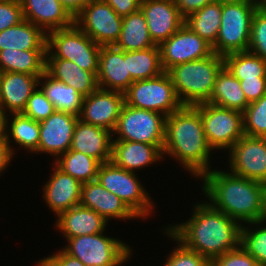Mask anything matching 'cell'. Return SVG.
I'll return each instance as SVG.
<instances>
[{
  "mask_svg": "<svg viewBox=\"0 0 266 266\" xmlns=\"http://www.w3.org/2000/svg\"><path fill=\"white\" fill-rule=\"evenodd\" d=\"M5 131V115L0 111V138L4 137Z\"/></svg>",
  "mask_w": 266,
  "mask_h": 266,
  "instance_id": "51",
  "label": "cell"
},
{
  "mask_svg": "<svg viewBox=\"0 0 266 266\" xmlns=\"http://www.w3.org/2000/svg\"><path fill=\"white\" fill-rule=\"evenodd\" d=\"M125 104L162 113L165 116L183 107L172 80L167 72L139 81H134L124 92Z\"/></svg>",
  "mask_w": 266,
  "mask_h": 266,
  "instance_id": "8",
  "label": "cell"
},
{
  "mask_svg": "<svg viewBox=\"0 0 266 266\" xmlns=\"http://www.w3.org/2000/svg\"><path fill=\"white\" fill-rule=\"evenodd\" d=\"M223 59L224 66L238 80L266 77V62L250 51L229 53Z\"/></svg>",
  "mask_w": 266,
  "mask_h": 266,
  "instance_id": "36",
  "label": "cell"
},
{
  "mask_svg": "<svg viewBox=\"0 0 266 266\" xmlns=\"http://www.w3.org/2000/svg\"><path fill=\"white\" fill-rule=\"evenodd\" d=\"M257 9H266V0H250Z\"/></svg>",
  "mask_w": 266,
  "mask_h": 266,
  "instance_id": "52",
  "label": "cell"
},
{
  "mask_svg": "<svg viewBox=\"0 0 266 266\" xmlns=\"http://www.w3.org/2000/svg\"><path fill=\"white\" fill-rule=\"evenodd\" d=\"M207 103L242 113L249 105L239 80L225 66L217 75L213 92Z\"/></svg>",
  "mask_w": 266,
  "mask_h": 266,
  "instance_id": "29",
  "label": "cell"
},
{
  "mask_svg": "<svg viewBox=\"0 0 266 266\" xmlns=\"http://www.w3.org/2000/svg\"><path fill=\"white\" fill-rule=\"evenodd\" d=\"M46 45V59L73 61L83 70L97 76L101 46L96 44L76 24L48 32Z\"/></svg>",
  "mask_w": 266,
  "mask_h": 266,
  "instance_id": "6",
  "label": "cell"
},
{
  "mask_svg": "<svg viewBox=\"0 0 266 266\" xmlns=\"http://www.w3.org/2000/svg\"><path fill=\"white\" fill-rule=\"evenodd\" d=\"M239 83L248 103L255 102L266 94V77L239 80Z\"/></svg>",
  "mask_w": 266,
  "mask_h": 266,
  "instance_id": "44",
  "label": "cell"
},
{
  "mask_svg": "<svg viewBox=\"0 0 266 266\" xmlns=\"http://www.w3.org/2000/svg\"><path fill=\"white\" fill-rule=\"evenodd\" d=\"M108 221L94 210L76 205L58 215L56 229L63 233L66 239L83 235L102 233Z\"/></svg>",
  "mask_w": 266,
  "mask_h": 266,
  "instance_id": "25",
  "label": "cell"
},
{
  "mask_svg": "<svg viewBox=\"0 0 266 266\" xmlns=\"http://www.w3.org/2000/svg\"><path fill=\"white\" fill-rule=\"evenodd\" d=\"M47 50H1L0 72H18L41 77L46 72Z\"/></svg>",
  "mask_w": 266,
  "mask_h": 266,
  "instance_id": "28",
  "label": "cell"
},
{
  "mask_svg": "<svg viewBox=\"0 0 266 266\" xmlns=\"http://www.w3.org/2000/svg\"><path fill=\"white\" fill-rule=\"evenodd\" d=\"M221 15L222 0H215L197 12L188 15L184 19V25L205 39L209 44L213 45L216 42L220 30Z\"/></svg>",
  "mask_w": 266,
  "mask_h": 266,
  "instance_id": "33",
  "label": "cell"
},
{
  "mask_svg": "<svg viewBox=\"0 0 266 266\" xmlns=\"http://www.w3.org/2000/svg\"><path fill=\"white\" fill-rule=\"evenodd\" d=\"M13 152L7 142L5 136L0 138V173L5 171L12 160Z\"/></svg>",
  "mask_w": 266,
  "mask_h": 266,
  "instance_id": "48",
  "label": "cell"
},
{
  "mask_svg": "<svg viewBox=\"0 0 266 266\" xmlns=\"http://www.w3.org/2000/svg\"><path fill=\"white\" fill-rule=\"evenodd\" d=\"M24 20L41 27L46 33L71 27L75 19L59 0H19Z\"/></svg>",
  "mask_w": 266,
  "mask_h": 266,
  "instance_id": "22",
  "label": "cell"
},
{
  "mask_svg": "<svg viewBox=\"0 0 266 266\" xmlns=\"http://www.w3.org/2000/svg\"><path fill=\"white\" fill-rule=\"evenodd\" d=\"M80 205L90 208L107 221L139 218L118 196L106 190L97 180L82 183Z\"/></svg>",
  "mask_w": 266,
  "mask_h": 266,
  "instance_id": "20",
  "label": "cell"
},
{
  "mask_svg": "<svg viewBox=\"0 0 266 266\" xmlns=\"http://www.w3.org/2000/svg\"><path fill=\"white\" fill-rule=\"evenodd\" d=\"M64 6L68 13L75 19L84 7L87 5L89 0H59Z\"/></svg>",
  "mask_w": 266,
  "mask_h": 266,
  "instance_id": "49",
  "label": "cell"
},
{
  "mask_svg": "<svg viewBox=\"0 0 266 266\" xmlns=\"http://www.w3.org/2000/svg\"><path fill=\"white\" fill-rule=\"evenodd\" d=\"M161 65L165 72L175 65L212 55V45L183 25L160 45Z\"/></svg>",
  "mask_w": 266,
  "mask_h": 266,
  "instance_id": "13",
  "label": "cell"
},
{
  "mask_svg": "<svg viewBox=\"0 0 266 266\" xmlns=\"http://www.w3.org/2000/svg\"><path fill=\"white\" fill-rule=\"evenodd\" d=\"M166 117L162 113L124 104L112 134L113 141H134L150 145H164Z\"/></svg>",
  "mask_w": 266,
  "mask_h": 266,
  "instance_id": "10",
  "label": "cell"
},
{
  "mask_svg": "<svg viewBox=\"0 0 266 266\" xmlns=\"http://www.w3.org/2000/svg\"><path fill=\"white\" fill-rule=\"evenodd\" d=\"M96 180L125 202L139 218L145 219L151 215L154 202L152 204L146 189L134 172L120 168L109 161L100 165Z\"/></svg>",
  "mask_w": 266,
  "mask_h": 266,
  "instance_id": "9",
  "label": "cell"
},
{
  "mask_svg": "<svg viewBox=\"0 0 266 266\" xmlns=\"http://www.w3.org/2000/svg\"><path fill=\"white\" fill-rule=\"evenodd\" d=\"M110 7L121 17L128 16L130 13L140 9L142 0H105Z\"/></svg>",
  "mask_w": 266,
  "mask_h": 266,
  "instance_id": "46",
  "label": "cell"
},
{
  "mask_svg": "<svg viewBox=\"0 0 266 266\" xmlns=\"http://www.w3.org/2000/svg\"><path fill=\"white\" fill-rule=\"evenodd\" d=\"M75 24L100 46L116 44L123 24L119 16L105 0H89Z\"/></svg>",
  "mask_w": 266,
  "mask_h": 266,
  "instance_id": "12",
  "label": "cell"
},
{
  "mask_svg": "<svg viewBox=\"0 0 266 266\" xmlns=\"http://www.w3.org/2000/svg\"><path fill=\"white\" fill-rule=\"evenodd\" d=\"M124 104V93L98 87L83 98L79 119L113 132Z\"/></svg>",
  "mask_w": 266,
  "mask_h": 266,
  "instance_id": "15",
  "label": "cell"
},
{
  "mask_svg": "<svg viewBox=\"0 0 266 266\" xmlns=\"http://www.w3.org/2000/svg\"><path fill=\"white\" fill-rule=\"evenodd\" d=\"M24 20L19 0L0 1V32Z\"/></svg>",
  "mask_w": 266,
  "mask_h": 266,
  "instance_id": "42",
  "label": "cell"
},
{
  "mask_svg": "<svg viewBox=\"0 0 266 266\" xmlns=\"http://www.w3.org/2000/svg\"><path fill=\"white\" fill-rule=\"evenodd\" d=\"M247 51L256 54L266 62V9H256L253 15Z\"/></svg>",
  "mask_w": 266,
  "mask_h": 266,
  "instance_id": "40",
  "label": "cell"
},
{
  "mask_svg": "<svg viewBox=\"0 0 266 266\" xmlns=\"http://www.w3.org/2000/svg\"><path fill=\"white\" fill-rule=\"evenodd\" d=\"M202 178V192L215 210L225 213L240 224L263 225L262 182L221 170H210Z\"/></svg>",
  "mask_w": 266,
  "mask_h": 266,
  "instance_id": "2",
  "label": "cell"
},
{
  "mask_svg": "<svg viewBox=\"0 0 266 266\" xmlns=\"http://www.w3.org/2000/svg\"><path fill=\"white\" fill-rule=\"evenodd\" d=\"M113 134L111 131L78 119L70 149L97 159L101 164L111 160Z\"/></svg>",
  "mask_w": 266,
  "mask_h": 266,
  "instance_id": "21",
  "label": "cell"
},
{
  "mask_svg": "<svg viewBox=\"0 0 266 266\" xmlns=\"http://www.w3.org/2000/svg\"><path fill=\"white\" fill-rule=\"evenodd\" d=\"M168 237L177 241L176 248L166 259L164 266H211V262L201 254L184 246L167 229H164Z\"/></svg>",
  "mask_w": 266,
  "mask_h": 266,
  "instance_id": "39",
  "label": "cell"
},
{
  "mask_svg": "<svg viewBox=\"0 0 266 266\" xmlns=\"http://www.w3.org/2000/svg\"><path fill=\"white\" fill-rule=\"evenodd\" d=\"M114 46L123 51L145 50L155 46L141 9L123 17L122 30Z\"/></svg>",
  "mask_w": 266,
  "mask_h": 266,
  "instance_id": "30",
  "label": "cell"
},
{
  "mask_svg": "<svg viewBox=\"0 0 266 266\" xmlns=\"http://www.w3.org/2000/svg\"><path fill=\"white\" fill-rule=\"evenodd\" d=\"M214 1L215 0H174L175 5L184 19L188 15L197 12L208 3H212Z\"/></svg>",
  "mask_w": 266,
  "mask_h": 266,
  "instance_id": "47",
  "label": "cell"
},
{
  "mask_svg": "<svg viewBox=\"0 0 266 266\" xmlns=\"http://www.w3.org/2000/svg\"><path fill=\"white\" fill-rule=\"evenodd\" d=\"M261 221H266V182L263 183V216Z\"/></svg>",
  "mask_w": 266,
  "mask_h": 266,
  "instance_id": "50",
  "label": "cell"
},
{
  "mask_svg": "<svg viewBox=\"0 0 266 266\" xmlns=\"http://www.w3.org/2000/svg\"><path fill=\"white\" fill-rule=\"evenodd\" d=\"M8 116V114L5 115L4 136L9 143L13 154L15 153L10 145L11 140H13L17 145L19 144V147H24L25 150L27 149L34 153L38 149L40 142L39 122L25 116L22 113H12L13 117H11V119H8ZM8 120H11L12 122L10 121L9 124ZM9 138L12 139L10 140Z\"/></svg>",
  "mask_w": 266,
  "mask_h": 266,
  "instance_id": "32",
  "label": "cell"
},
{
  "mask_svg": "<svg viewBox=\"0 0 266 266\" xmlns=\"http://www.w3.org/2000/svg\"><path fill=\"white\" fill-rule=\"evenodd\" d=\"M43 187V197L55 215L79 205L82 183L57 167Z\"/></svg>",
  "mask_w": 266,
  "mask_h": 266,
  "instance_id": "23",
  "label": "cell"
},
{
  "mask_svg": "<svg viewBox=\"0 0 266 266\" xmlns=\"http://www.w3.org/2000/svg\"><path fill=\"white\" fill-rule=\"evenodd\" d=\"M98 87L124 93L133 82L127 67V51L101 46L97 73Z\"/></svg>",
  "mask_w": 266,
  "mask_h": 266,
  "instance_id": "18",
  "label": "cell"
},
{
  "mask_svg": "<svg viewBox=\"0 0 266 266\" xmlns=\"http://www.w3.org/2000/svg\"><path fill=\"white\" fill-rule=\"evenodd\" d=\"M229 152L231 173L266 182V137L244 135L235 142Z\"/></svg>",
  "mask_w": 266,
  "mask_h": 266,
  "instance_id": "14",
  "label": "cell"
},
{
  "mask_svg": "<svg viewBox=\"0 0 266 266\" xmlns=\"http://www.w3.org/2000/svg\"><path fill=\"white\" fill-rule=\"evenodd\" d=\"M46 73L53 79L75 88L84 97L98 88L97 76L83 70L73 61L46 59Z\"/></svg>",
  "mask_w": 266,
  "mask_h": 266,
  "instance_id": "26",
  "label": "cell"
},
{
  "mask_svg": "<svg viewBox=\"0 0 266 266\" xmlns=\"http://www.w3.org/2000/svg\"><path fill=\"white\" fill-rule=\"evenodd\" d=\"M244 133L250 137H266V94L249 103L243 112Z\"/></svg>",
  "mask_w": 266,
  "mask_h": 266,
  "instance_id": "37",
  "label": "cell"
},
{
  "mask_svg": "<svg viewBox=\"0 0 266 266\" xmlns=\"http://www.w3.org/2000/svg\"><path fill=\"white\" fill-rule=\"evenodd\" d=\"M140 9L155 45H160L184 25V18L174 0H142Z\"/></svg>",
  "mask_w": 266,
  "mask_h": 266,
  "instance_id": "16",
  "label": "cell"
},
{
  "mask_svg": "<svg viewBox=\"0 0 266 266\" xmlns=\"http://www.w3.org/2000/svg\"><path fill=\"white\" fill-rule=\"evenodd\" d=\"M193 208V215L189 220L166 227L184 246L210 262L240 246L242 224L215 210L206 201Z\"/></svg>",
  "mask_w": 266,
  "mask_h": 266,
  "instance_id": "1",
  "label": "cell"
},
{
  "mask_svg": "<svg viewBox=\"0 0 266 266\" xmlns=\"http://www.w3.org/2000/svg\"><path fill=\"white\" fill-rule=\"evenodd\" d=\"M40 77L18 72H0V111L22 113L39 85ZM6 109V110H5Z\"/></svg>",
  "mask_w": 266,
  "mask_h": 266,
  "instance_id": "19",
  "label": "cell"
},
{
  "mask_svg": "<svg viewBox=\"0 0 266 266\" xmlns=\"http://www.w3.org/2000/svg\"><path fill=\"white\" fill-rule=\"evenodd\" d=\"M240 246L259 264L266 266V227L259 226L254 230L242 225Z\"/></svg>",
  "mask_w": 266,
  "mask_h": 266,
  "instance_id": "38",
  "label": "cell"
},
{
  "mask_svg": "<svg viewBox=\"0 0 266 266\" xmlns=\"http://www.w3.org/2000/svg\"><path fill=\"white\" fill-rule=\"evenodd\" d=\"M54 165L65 174L85 183L97 179L101 163L91 156L69 149L55 159Z\"/></svg>",
  "mask_w": 266,
  "mask_h": 266,
  "instance_id": "34",
  "label": "cell"
},
{
  "mask_svg": "<svg viewBox=\"0 0 266 266\" xmlns=\"http://www.w3.org/2000/svg\"><path fill=\"white\" fill-rule=\"evenodd\" d=\"M79 117L62 111H55L40 124V142L34 153L60 156L71 146L75 125Z\"/></svg>",
  "mask_w": 266,
  "mask_h": 266,
  "instance_id": "17",
  "label": "cell"
},
{
  "mask_svg": "<svg viewBox=\"0 0 266 266\" xmlns=\"http://www.w3.org/2000/svg\"><path fill=\"white\" fill-rule=\"evenodd\" d=\"M127 67L133 82L162 74L164 70L159 45L145 50L127 51Z\"/></svg>",
  "mask_w": 266,
  "mask_h": 266,
  "instance_id": "35",
  "label": "cell"
},
{
  "mask_svg": "<svg viewBox=\"0 0 266 266\" xmlns=\"http://www.w3.org/2000/svg\"><path fill=\"white\" fill-rule=\"evenodd\" d=\"M63 250L86 266H121L131 256L130 247L102 233L67 239Z\"/></svg>",
  "mask_w": 266,
  "mask_h": 266,
  "instance_id": "7",
  "label": "cell"
},
{
  "mask_svg": "<svg viewBox=\"0 0 266 266\" xmlns=\"http://www.w3.org/2000/svg\"><path fill=\"white\" fill-rule=\"evenodd\" d=\"M210 151L200 112L194 106H183L166 117L163 154L179 161L196 179L211 170Z\"/></svg>",
  "mask_w": 266,
  "mask_h": 266,
  "instance_id": "3",
  "label": "cell"
},
{
  "mask_svg": "<svg viewBox=\"0 0 266 266\" xmlns=\"http://www.w3.org/2000/svg\"><path fill=\"white\" fill-rule=\"evenodd\" d=\"M255 5L250 0H222L221 25L213 52L225 56L247 51Z\"/></svg>",
  "mask_w": 266,
  "mask_h": 266,
  "instance_id": "5",
  "label": "cell"
},
{
  "mask_svg": "<svg viewBox=\"0 0 266 266\" xmlns=\"http://www.w3.org/2000/svg\"><path fill=\"white\" fill-rule=\"evenodd\" d=\"M38 264L40 266H86L77 258L67 254L63 249L56 252V254L39 260Z\"/></svg>",
  "mask_w": 266,
  "mask_h": 266,
  "instance_id": "45",
  "label": "cell"
},
{
  "mask_svg": "<svg viewBox=\"0 0 266 266\" xmlns=\"http://www.w3.org/2000/svg\"><path fill=\"white\" fill-rule=\"evenodd\" d=\"M211 266H259L258 262L241 246L211 261Z\"/></svg>",
  "mask_w": 266,
  "mask_h": 266,
  "instance_id": "43",
  "label": "cell"
},
{
  "mask_svg": "<svg viewBox=\"0 0 266 266\" xmlns=\"http://www.w3.org/2000/svg\"><path fill=\"white\" fill-rule=\"evenodd\" d=\"M223 67V56L213 53L209 57L175 65L167 73L183 106H196L209 101Z\"/></svg>",
  "mask_w": 266,
  "mask_h": 266,
  "instance_id": "4",
  "label": "cell"
},
{
  "mask_svg": "<svg viewBox=\"0 0 266 266\" xmlns=\"http://www.w3.org/2000/svg\"><path fill=\"white\" fill-rule=\"evenodd\" d=\"M163 146L134 141H112L110 161L120 168L134 172L163 159Z\"/></svg>",
  "mask_w": 266,
  "mask_h": 266,
  "instance_id": "24",
  "label": "cell"
},
{
  "mask_svg": "<svg viewBox=\"0 0 266 266\" xmlns=\"http://www.w3.org/2000/svg\"><path fill=\"white\" fill-rule=\"evenodd\" d=\"M56 111L53 103L45 96L42 89L38 87L27 100V104L22 112L27 117L41 122Z\"/></svg>",
  "mask_w": 266,
  "mask_h": 266,
  "instance_id": "41",
  "label": "cell"
},
{
  "mask_svg": "<svg viewBox=\"0 0 266 266\" xmlns=\"http://www.w3.org/2000/svg\"><path fill=\"white\" fill-rule=\"evenodd\" d=\"M47 33L30 21L23 20L0 32L1 50H47Z\"/></svg>",
  "mask_w": 266,
  "mask_h": 266,
  "instance_id": "27",
  "label": "cell"
},
{
  "mask_svg": "<svg viewBox=\"0 0 266 266\" xmlns=\"http://www.w3.org/2000/svg\"><path fill=\"white\" fill-rule=\"evenodd\" d=\"M202 119L203 130L209 146L229 150L244 133L243 113L203 103L194 106Z\"/></svg>",
  "mask_w": 266,
  "mask_h": 266,
  "instance_id": "11",
  "label": "cell"
},
{
  "mask_svg": "<svg viewBox=\"0 0 266 266\" xmlns=\"http://www.w3.org/2000/svg\"><path fill=\"white\" fill-rule=\"evenodd\" d=\"M43 79L44 83L41 82ZM40 85L45 96L55 106L56 111L70 113L79 117L84 96L75 88L53 79L46 72L39 79Z\"/></svg>",
  "mask_w": 266,
  "mask_h": 266,
  "instance_id": "31",
  "label": "cell"
}]
</instances>
